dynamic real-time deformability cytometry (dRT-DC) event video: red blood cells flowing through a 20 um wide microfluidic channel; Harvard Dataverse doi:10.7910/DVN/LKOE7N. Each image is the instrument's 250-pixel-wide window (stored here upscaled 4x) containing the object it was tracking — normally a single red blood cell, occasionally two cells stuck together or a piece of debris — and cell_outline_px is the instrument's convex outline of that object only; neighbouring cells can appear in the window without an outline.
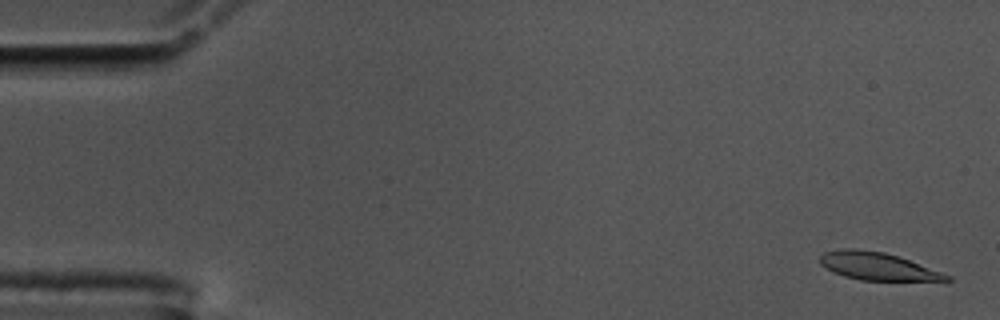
{"species": "common noctule bat (a hibernating species)", "species_latin": "Nyctalus noctula", "temperature_condition": "cold", "stored_images_in_passage": 56, "camera_frame_rate_fps": 3000, "um_per_image_px": 0.085, "animal": {"sex": "male", "body_mass_g": 17.5, "forearm_length_mm": 52.3}, "frame": {"image": 1, "passage_image": 2, "time_ms": 0.333, "image_size_px": [1000, 320], "cell_outline_px": [[952, 280], [860, 280], [844, 276], [832, 272], [820, 264], [820, 256], [824, 252], [840, 248], [852, 248], [884, 252], [908, 260], [952, 276]], "centroid_in_image_um": [74.52, 22.62], "position_along_channel_um": 10.5, "area_um2": 20.11}}
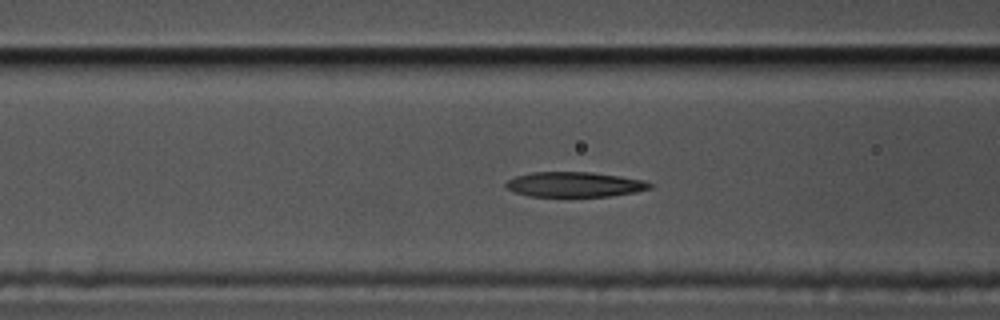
{"frame": {"image": 2, "passage_image": 22, "time_ms": 7.0, "image_size_px": [1000, 320], "cell_outline_px": [[652, 188], [636, 192], [608, 196], [528, 196], [516, 192], [508, 188], [504, 184], [508, 180], [516, 176], [532, 172], [592, 172], [620, 176], [644, 180], [652, 184]], "centroid_in_image_um": [48.86, 15.67], "position_along_channel_um": 117.7, "area_um2": 20.87}}
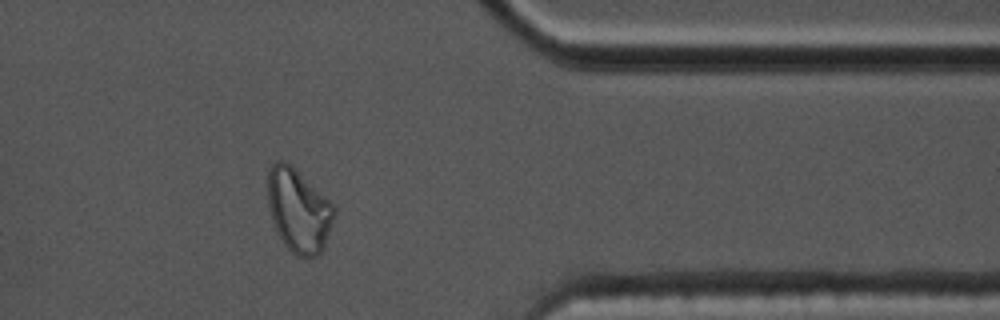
{"frame": {"image": 3, "passage_image": 46, "time_ms": 15.0, "image_size_px": [1000, 320], "cell_outline_px": [[336, 212], [324, 248], [316, 256], [296, 256], [284, 244], [276, 232], [272, 220], [268, 204], [268, 172], [272, 164], [276, 160], [284, 160], [328, 200], [336, 208]], "centroid_in_image_um": [25.36, 17.92], "position_along_channel_um": 386.0, "area_um2": 31.79}, "authors_computed_cell_mechanics": {"area_um2": 22.0507, "velocity_mm_per_s": 3.5523, "shape_relaxation_time_tau1_ms": null, "shape_relaxation_time_tau2_ms": 3.6588, "deformation_change_tau1": null, "deformation_change_tau2": 0.1218}}